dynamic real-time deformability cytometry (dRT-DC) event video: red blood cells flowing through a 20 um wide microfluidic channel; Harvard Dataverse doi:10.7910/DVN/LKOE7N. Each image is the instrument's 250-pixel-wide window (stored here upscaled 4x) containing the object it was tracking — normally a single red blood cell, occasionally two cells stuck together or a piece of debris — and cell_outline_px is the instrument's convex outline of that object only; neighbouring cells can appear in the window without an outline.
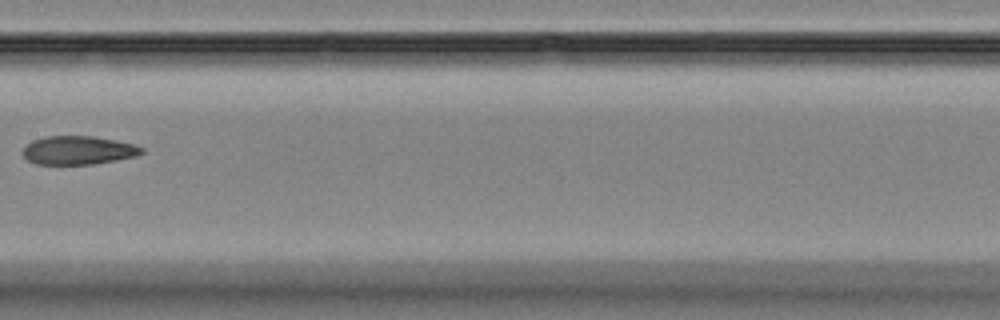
{"species": "Egyptian fruit bat (a non-hibernating species)", "species_latin": "Rousettus aegyptiacus", "temperature_condition": "room temperature", "stored_images_in_passage": 11, "camera_frame_rate_fps": 3000, "um_per_image_px": 0.085, "animal": {"sex": "female"}, "frame": {"image": 1, "passage_image": 8, "time_ms": 9.0, "image_size_px": [1000, 320], "cell_outline_px": [[144, 152], [136, 156], [92, 164], [36, 164], [28, 160], [20, 152], [32, 140], [44, 136], [96, 136], [116, 140], [132, 144], [144, 148]], "centroid_in_image_um": [6.63, 12.76], "position_along_channel_um": 200.8, "area_um2": 19.77}}
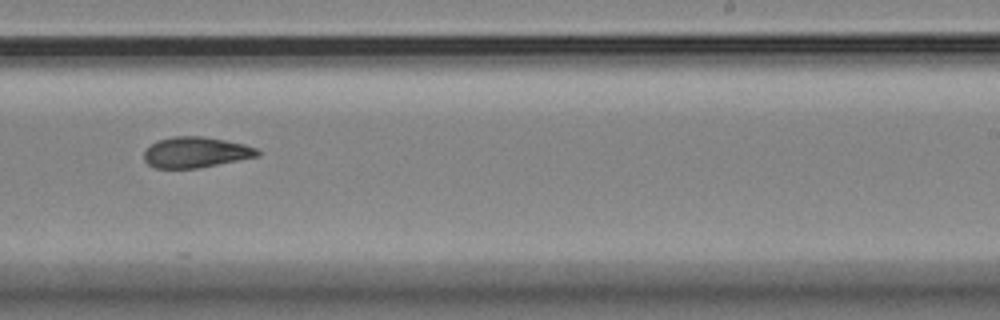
{"frame": {"image": 2, "passage_image": 10, "time_ms": 11.0, "image_size_px": [1000, 320], "cell_outline_px": [[260, 156], [196, 168], [152, 168], [144, 160], [144, 152], [156, 140], [172, 136], [204, 136], [244, 144], [256, 148], [260, 152]], "centroid_in_image_um": [16.62, 12.94], "position_along_channel_um": 272.4, "area_um2": 20.29}}
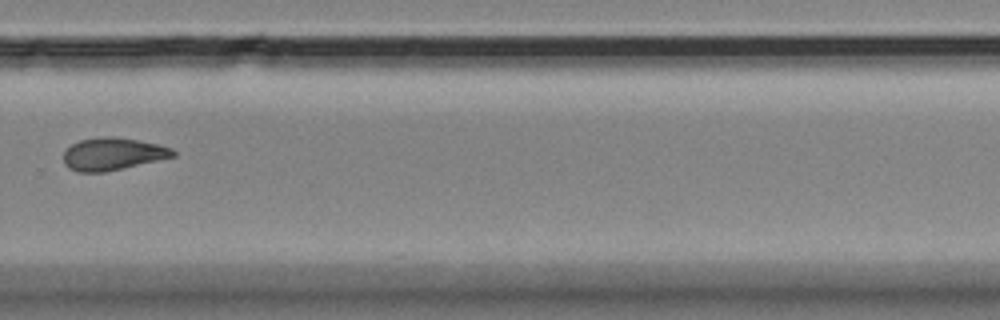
{"frame": {"image": 3, "passage_image": 11, "time_ms": 12.333, "image_size_px": [1000, 320], "cell_outline_px": [[176, 156], [104, 172], [80, 172], [68, 168], [64, 164], [64, 152], [72, 144], [80, 140], [96, 136], [112, 136], [140, 140], [172, 148], [176, 152]], "centroid_in_image_um": [9.57, 13.07], "position_along_channel_um": 320.2, "area_um2": 20.69}}